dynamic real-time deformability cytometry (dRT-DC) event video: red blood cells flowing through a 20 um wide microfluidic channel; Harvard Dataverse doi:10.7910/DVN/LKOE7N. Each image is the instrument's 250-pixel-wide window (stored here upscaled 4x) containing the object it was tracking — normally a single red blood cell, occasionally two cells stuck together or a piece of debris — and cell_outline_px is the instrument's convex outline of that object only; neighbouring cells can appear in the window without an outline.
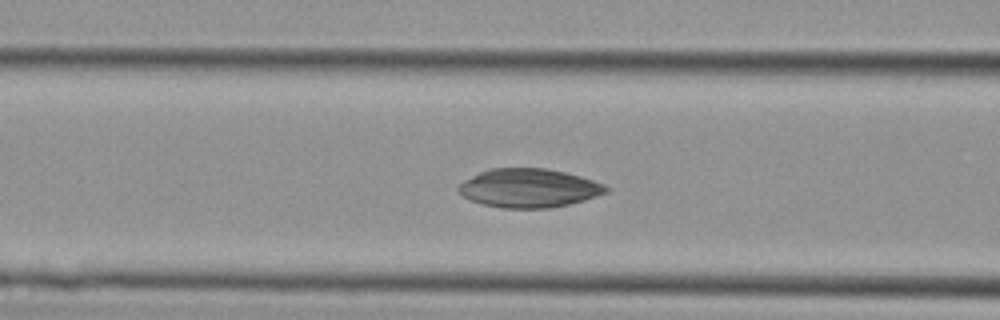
{"species": "Egyptian fruit bat (a non-hibernating species)", "species_latin": "Rousettus aegyptiacus", "temperature_condition": "cold", "stored_images_in_passage": 29, "camera_frame_rate_fps": 3000, "um_per_image_px": 0.085, "animal": {"sex": "female"}, "frame": {"image": 1, "passage_image": 12, "time_ms": 3.667, "image_size_px": [1000, 320], "cell_outline_px": [[608, 192], [584, 200], [568, 204], [548, 208], [504, 208], [484, 204], [472, 200], [464, 196], [456, 188], [464, 180], [488, 168], [548, 168], [580, 176], [604, 184], [608, 188]], "centroid_in_image_um": [44.96, 15.98], "position_along_channel_um": 121.6, "area_um2": 33.06}}
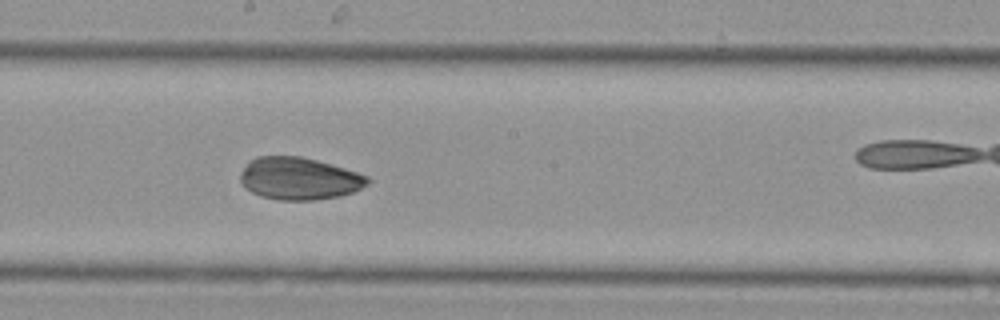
{"frame": {"image": 2, "passage_image": 18, "time_ms": 5.667, "image_size_px": [1000, 320], "cell_outline_px": [[372, 180], [368, 184], [352, 192], [340, 196], [312, 200], [280, 200], [260, 196], [244, 188], [240, 184], [240, 172], [248, 160], [256, 156], [300, 156], [316, 160], [344, 168], [368, 176]], "centroid_in_image_um": [25.38, 15.17], "position_along_channel_um": 222.8, "area_um2": 31.56}}
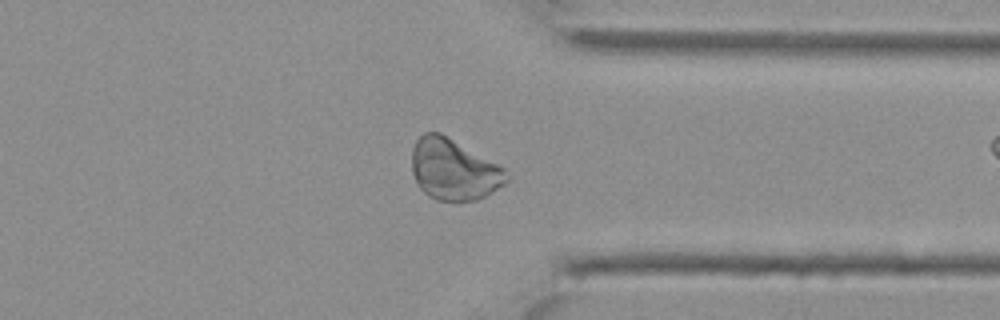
{"frame": {"image": 3, "passage_image": 27, "time_ms": 8.667, "image_size_px": [1000, 320], "cell_outline_px": [[508, 180], [504, 184], [492, 192], [476, 200], [436, 200], [428, 196], [416, 184], [412, 172], [412, 148], [416, 140], [424, 132], [440, 132], [504, 168], [508, 176]], "centroid_in_image_um": [38.53, 14.41], "position_along_channel_um": 372.9, "area_um2": 33.47}}